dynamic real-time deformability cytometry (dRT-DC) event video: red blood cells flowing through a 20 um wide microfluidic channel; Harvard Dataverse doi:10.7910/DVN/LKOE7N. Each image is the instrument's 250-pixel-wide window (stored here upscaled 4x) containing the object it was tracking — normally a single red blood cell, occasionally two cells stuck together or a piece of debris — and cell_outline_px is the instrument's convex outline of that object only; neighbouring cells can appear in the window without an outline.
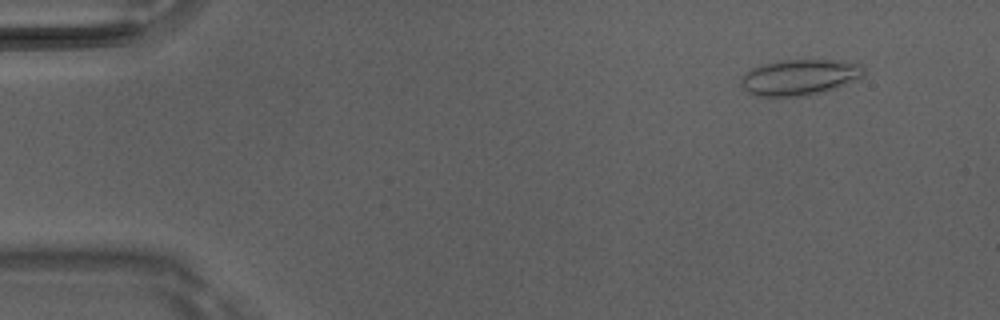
{"species": "Egyptian fruit bat (a non-hibernating species)", "species_latin": "Rousettus aegyptiacus", "temperature_condition": "room temperature", "stored_images_in_passage": 4, "camera_frame_rate_fps": 3000, "um_per_image_px": 0.085, "animal": {"sex": "male"}, "frame": {"image": 1, "passage_image": 2, "time_ms": 0.333, "image_size_px": [1000, 320], "cell_outline_px": [[864, 76], [824, 92], [808, 96], [756, 96], [748, 92], [740, 84], [740, 80], [752, 68], [764, 64], [784, 60], [832, 60], [860, 64], [864, 68]], "centroid_in_image_um": [67.97, 6.58], "position_along_channel_um": 17.0, "area_um2": 25.37}}